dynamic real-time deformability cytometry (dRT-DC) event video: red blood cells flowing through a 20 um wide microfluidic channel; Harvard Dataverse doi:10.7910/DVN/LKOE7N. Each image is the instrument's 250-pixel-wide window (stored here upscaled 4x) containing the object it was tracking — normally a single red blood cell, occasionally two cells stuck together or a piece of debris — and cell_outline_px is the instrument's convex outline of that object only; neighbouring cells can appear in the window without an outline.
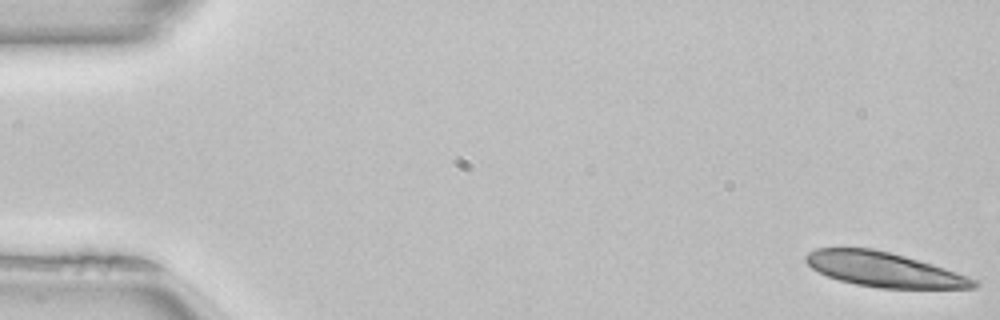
{"species": "common noctule bat (a hibernating species)", "species_latin": "Nyctalus noctula", "temperature_condition": "room temperature", "stored_images_in_passage": 15, "camera_frame_rate_fps": 3000, "um_per_image_px": 0.085, "animal": {"sex": "female", "body_mass_g": 22.7, "forearm_length_mm": 54.2}, "frame": {"image": 1, "passage_image": 1, "time_ms": 0.0, "image_size_px": [1000, 320], "cell_outline_px": [[980, 284], [976, 288], [880, 288], [856, 284], [840, 280], [828, 276], [812, 268], [804, 260], [804, 256], [808, 252], [816, 248], [872, 248], [904, 256], [932, 264], [968, 276], [976, 280]], "centroid_in_image_um": [75.13, 22.91], "position_along_channel_um": 9.9, "area_um2": 33.58}}